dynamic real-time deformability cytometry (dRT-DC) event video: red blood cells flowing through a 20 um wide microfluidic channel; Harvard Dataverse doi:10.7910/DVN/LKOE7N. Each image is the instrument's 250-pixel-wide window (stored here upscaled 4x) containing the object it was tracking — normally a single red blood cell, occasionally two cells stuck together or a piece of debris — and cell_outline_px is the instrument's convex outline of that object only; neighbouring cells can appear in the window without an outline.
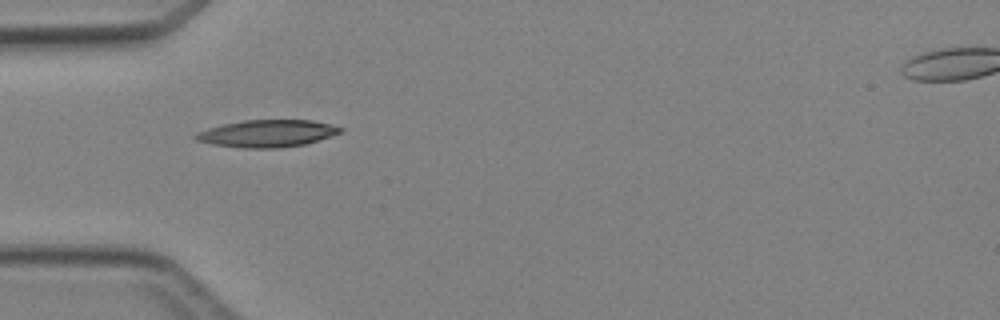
{"species": "Egyptian fruit bat (a non-hibernating species)", "species_latin": "Rousettus aegyptiacus", "temperature_condition": "cold", "stored_images_in_passage": 2, "camera_frame_rate_fps": 3000, "um_per_image_px": 0.085, "animal": {"sex": "female"}, "frame": {"image": 1, "passage_image": 1, "time_ms": 0.0, "image_size_px": [1000, 320], "cell_outline_px": [[344, 128], [340, 132], [304, 144], [280, 148], [244, 148], [212, 144], [196, 140], [192, 136], [196, 132], [208, 128], [224, 124], [244, 120], [312, 120], [332, 124]], "centroid_in_image_um": [22.67, 11.34], "position_along_channel_um": 62.3, "area_um2": 22.77}}